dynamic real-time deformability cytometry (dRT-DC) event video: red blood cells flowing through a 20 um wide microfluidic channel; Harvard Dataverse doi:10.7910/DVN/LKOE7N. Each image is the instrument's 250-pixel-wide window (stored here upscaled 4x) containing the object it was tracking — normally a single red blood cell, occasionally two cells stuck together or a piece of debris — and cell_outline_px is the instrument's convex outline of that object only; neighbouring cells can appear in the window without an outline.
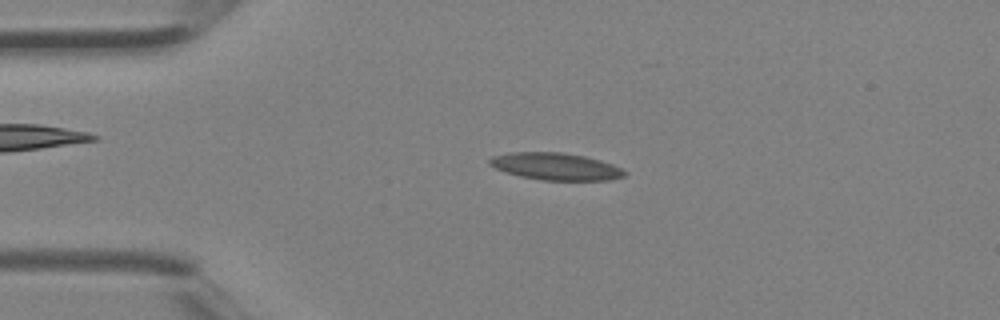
{"species": "Egyptian fruit bat (a non-hibernating species)", "species_latin": "Rousettus aegyptiacus", "temperature_condition": "room temperature", "stored_images_in_passage": 3, "camera_frame_rate_fps": 3000, "um_per_image_px": 0.085, "animal": {"sex": "female"}, "frame": {"image": 1, "passage_image": 2, "time_ms": 0.333, "image_size_px": [1000, 320], "cell_outline_px": [[628, 172], [624, 176], [612, 180], [544, 180], [520, 176], [496, 168], [488, 164], [488, 160], [492, 156], [512, 152], [560, 152], [584, 156], [600, 160], [612, 164]], "centroid_in_image_um": [47.25, 14.14], "position_along_channel_um": 37.8, "area_um2": 21.21}}